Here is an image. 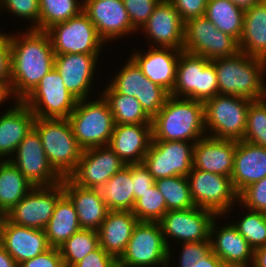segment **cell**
I'll use <instances>...</instances> for the list:
<instances>
[{
	"label": "cell",
	"instance_id": "3957f363",
	"mask_svg": "<svg viewBox=\"0 0 266 267\" xmlns=\"http://www.w3.org/2000/svg\"><path fill=\"white\" fill-rule=\"evenodd\" d=\"M218 81V94L235 95L252 101L265 99L262 73L266 60L238 52L234 56L211 60Z\"/></svg>",
	"mask_w": 266,
	"mask_h": 267
},
{
	"label": "cell",
	"instance_id": "7a4b0ae2",
	"mask_svg": "<svg viewBox=\"0 0 266 267\" xmlns=\"http://www.w3.org/2000/svg\"><path fill=\"white\" fill-rule=\"evenodd\" d=\"M152 141L201 139L205 130L204 102L170 95L152 118ZM202 134V135H201ZM198 138V139H196Z\"/></svg>",
	"mask_w": 266,
	"mask_h": 267
},
{
	"label": "cell",
	"instance_id": "ba28073f",
	"mask_svg": "<svg viewBox=\"0 0 266 267\" xmlns=\"http://www.w3.org/2000/svg\"><path fill=\"white\" fill-rule=\"evenodd\" d=\"M183 51L211 61L234 56L240 50L234 37L218 30L206 16H201L185 22Z\"/></svg>",
	"mask_w": 266,
	"mask_h": 267
},
{
	"label": "cell",
	"instance_id": "1f68e13d",
	"mask_svg": "<svg viewBox=\"0 0 266 267\" xmlns=\"http://www.w3.org/2000/svg\"><path fill=\"white\" fill-rule=\"evenodd\" d=\"M81 229L75 206L64 193L58 199L52 217L45 228L48 243L51 247L58 248Z\"/></svg>",
	"mask_w": 266,
	"mask_h": 267
},
{
	"label": "cell",
	"instance_id": "9f6ffc18",
	"mask_svg": "<svg viewBox=\"0 0 266 267\" xmlns=\"http://www.w3.org/2000/svg\"><path fill=\"white\" fill-rule=\"evenodd\" d=\"M230 1L239 8L246 10L254 6L255 4L261 2L262 0H230Z\"/></svg>",
	"mask_w": 266,
	"mask_h": 267
},
{
	"label": "cell",
	"instance_id": "83f0119b",
	"mask_svg": "<svg viewBox=\"0 0 266 267\" xmlns=\"http://www.w3.org/2000/svg\"><path fill=\"white\" fill-rule=\"evenodd\" d=\"M138 222L132 211L110 210L98 230L99 246L118 260L125 252Z\"/></svg>",
	"mask_w": 266,
	"mask_h": 267
},
{
	"label": "cell",
	"instance_id": "277c9868",
	"mask_svg": "<svg viewBox=\"0 0 266 267\" xmlns=\"http://www.w3.org/2000/svg\"><path fill=\"white\" fill-rule=\"evenodd\" d=\"M38 132L51 167L61 178H69L77 169L83 149L76 140L67 118H36Z\"/></svg>",
	"mask_w": 266,
	"mask_h": 267
},
{
	"label": "cell",
	"instance_id": "44dd1931",
	"mask_svg": "<svg viewBox=\"0 0 266 267\" xmlns=\"http://www.w3.org/2000/svg\"><path fill=\"white\" fill-rule=\"evenodd\" d=\"M237 140L203 137L193 150V168L231 177Z\"/></svg>",
	"mask_w": 266,
	"mask_h": 267
},
{
	"label": "cell",
	"instance_id": "5bb4252c",
	"mask_svg": "<svg viewBox=\"0 0 266 267\" xmlns=\"http://www.w3.org/2000/svg\"><path fill=\"white\" fill-rule=\"evenodd\" d=\"M187 141H152L143 163L157 180L172 176H188L193 168L194 144Z\"/></svg>",
	"mask_w": 266,
	"mask_h": 267
},
{
	"label": "cell",
	"instance_id": "d590c367",
	"mask_svg": "<svg viewBox=\"0 0 266 267\" xmlns=\"http://www.w3.org/2000/svg\"><path fill=\"white\" fill-rule=\"evenodd\" d=\"M103 95L115 124H151L152 118L135 97L117 93L110 86Z\"/></svg>",
	"mask_w": 266,
	"mask_h": 267
},
{
	"label": "cell",
	"instance_id": "7402d4cb",
	"mask_svg": "<svg viewBox=\"0 0 266 267\" xmlns=\"http://www.w3.org/2000/svg\"><path fill=\"white\" fill-rule=\"evenodd\" d=\"M185 22L168 0H161L142 27L161 48L183 50Z\"/></svg>",
	"mask_w": 266,
	"mask_h": 267
},
{
	"label": "cell",
	"instance_id": "c3c4849f",
	"mask_svg": "<svg viewBox=\"0 0 266 267\" xmlns=\"http://www.w3.org/2000/svg\"><path fill=\"white\" fill-rule=\"evenodd\" d=\"M179 12L181 19L186 22L189 19L205 16L208 0H168Z\"/></svg>",
	"mask_w": 266,
	"mask_h": 267
},
{
	"label": "cell",
	"instance_id": "91938a15",
	"mask_svg": "<svg viewBox=\"0 0 266 267\" xmlns=\"http://www.w3.org/2000/svg\"><path fill=\"white\" fill-rule=\"evenodd\" d=\"M115 267H123V266H121V265H119L118 263L115 265Z\"/></svg>",
	"mask_w": 266,
	"mask_h": 267
},
{
	"label": "cell",
	"instance_id": "f546056e",
	"mask_svg": "<svg viewBox=\"0 0 266 267\" xmlns=\"http://www.w3.org/2000/svg\"><path fill=\"white\" fill-rule=\"evenodd\" d=\"M35 115L23 102L18 101L13 109L0 118V157L16 151L25 136L34 128Z\"/></svg>",
	"mask_w": 266,
	"mask_h": 267
},
{
	"label": "cell",
	"instance_id": "d6986e66",
	"mask_svg": "<svg viewBox=\"0 0 266 267\" xmlns=\"http://www.w3.org/2000/svg\"><path fill=\"white\" fill-rule=\"evenodd\" d=\"M0 244L13 257L17 265L46 252L51 246L45 230L32 229L9 222H0Z\"/></svg>",
	"mask_w": 266,
	"mask_h": 267
},
{
	"label": "cell",
	"instance_id": "cb8c5ba5",
	"mask_svg": "<svg viewBox=\"0 0 266 267\" xmlns=\"http://www.w3.org/2000/svg\"><path fill=\"white\" fill-rule=\"evenodd\" d=\"M151 142L152 124H115L108 147L126 164H135L143 163Z\"/></svg>",
	"mask_w": 266,
	"mask_h": 267
},
{
	"label": "cell",
	"instance_id": "681fc988",
	"mask_svg": "<svg viewBox=\"0 0 266 267\" xmlns=\"http://www.w3.org/2000/svg\"><path fill=\"white\" fill-rule=\"evenodd\" d=\"M18 267H65L59 248L51 247L46 252L24 261Z\"/></svg>",
	"mask_w": 266,
	"mask_h": 267
},
{
	"label": "cell",
	"instance_id": "ac0fdd59",
	"mask_svg": "<svg viewBox=\"0 0 266 267\" xmlns=\"http://www.w3.org/2000/svg\"><path fill=\"white\" fill-rule=\"evenodd\" d=\"M102 148L83 150L77 169L69 177L75 184L98 189L126 165L110 147Z\"/></svg>",
	"mask_w": 266,
	"mask_h": 267
},
{
	"label": "cell",
	"instance_id": "11a10c76",
	"mask_svg": "<svg viewBox=\"0 0 266 267\" xmlns=\"http://www.w3.org/2000/svg\"><path fill=\"white\" fill-rule=\"evenodd\" d=\"M0 267H18L13 257L0 244Z\"/></svg>",
	"mask_w": 266,
	"mask_h": 267
},
{
	"label": "cell",
	"instance_id": "6da1fadb",
	"mask_svg": "<svg viewBox=\"0 0 266 267\" xmlns=\"http://www.w3.org/2000/svg\"><path fill=\"white\" fill-rule=\"evenodd\" d=\"M11 48V93L23 101L54 68L55 53L45 31L29 30L20 40L8 37Z\"/></svg>",
	"mask_w": 266,
	"mask_h": 267
},
{
	"label": "cell",
	"instance_id": "7bdbcfd3",
	"mask_svg": "<svg viewBox=\"0 0 266 267\" xmlns=\"http://www.w3.org/2000/svg\"><path fill=\"white\" fill-rule=\"evenodd\" d=\"M161 0H123L130 22L134 29L147 23L155 7Z\"/></svg>",
	"mask_w": 266,
	"mask_h": 267
},
{
	"label": "cell",
	"instance_id": "ab89813d",
	"mask_svg": "<svg viewBox=\"0 0 266 267\" xmlns=\"http://www.w3.org/2000/svg\"><path fill=\"white\" fill-rule=\"evenodd\" d=\"M167 211L164 197L154 184L141 194L135 202L132 213L139 221L158 222Z\"/></svg>",
	"mask_w": 266,
	"mask_h": 267
},
{
	"label": "cell",
	"instance_id": "b9f144b4",
	"mask_svg": "<svg viewBox=\"0 0 266 267\" xmlns=\"http://www.w3.org/2000/svg\"><path fill=\"white\" fill-rule=\"evenodd\" d=\"M234 226L254 250L266 245V213L251 210Z\"/></svg>",
	"mask_w": 266,
	"mask_h": 267
},
{
	"label": "cell",
	"instance_id": "7c38bea8",
	"mask_svg": "<svg viewBox=\"0 0 266 267\" xmlns=\"http://www.w3.org/2000/svg\"><path fill=\"white\" fill-rule=\"evenodd\" d=\"M63 194L62 182L45 188L34 186L4 217L17 225L45 230Z\"/></svg>",
	"mask_w": 266,
	"mask_h": 267
},
{
	"label": "cell",
	"instance_id": "db71d44e",
	"mask_svg": "<svg viewBox=\"0 0 266 267\" xmlns=\"http://www.w3.org/2000/svg\"><path fill=\"white\" fill-rule=\"evenodd\" d=\"M253 267H266V245L254 250Z\"/></svg>",
	"mask_w": 266,
	"mask_h": 267
},
{
	"label": "cell",
	"instance_id": "ee69618b",
	"mask_svg": "<svg viewBox=\"0 0 266 267\" xmlns=\"http://www.w3.org/2000/svg\"><path fill=\"white\" fill-rule=\"evenodd\" d=\"M238 198L247 208L266 213V177L244 188Z\"/></svg>",
	"mask_w": 266,
	"mask_h": 267
},
{
	"label": "cell",
	"instance_id": "4316f807",
	"mask_svg": "<svg viewBox=\"0 0 266 267\" xmlns=\"http://www.w3.org/2000/svg\"><path fill=\"white\" fill-rule=\"evenodd\" d=\"M173 51L175 54H173ZM182 51L173 48H155L149 50L144 56L139 54V52L138 54L135 53L131 59L138 65L148 79L171 93L176 80L178 63V59L176 58H179V54Z\"/></svg>",
	"mask_w": 266,
	"mask_h": 267
},
{
	"label": "cell",
	"instance_id": "f1b7e54d",
	"mask_svg": "<svg viewBox=\"0 0 266 267\" xmlns=\"http://www.w3.org/2000/svg\"><path fill=\"white\" fill-rule=\"evenodd\" d=\"M214 224L213 219L210 226L212 252L223 262L225 267H247L248 259L253 261L254 249L234 225L222 227L214 241L211 239L215 232Z\"/></svg>",
	"mask_w": 266,
	"mask_h": 267
},
{
	"label": "cell",
	"instance_id": "484cf974",
	"mask_svg": "<svg viewBox=\"0 0 266 267\" xmlns=\"http://www.w3.org/2000/svg\"><path fill=\"white\" fill-rule=\"evenodd\" d=\"M266 177V148L243 140L237 141L231 176L239 194L250 184Z\"/></svg>",
	"mask_w": 266,
	"mask_h": 267
},
{
	"label": "cell",
	"instance_id": "2e32d148",
	"mask_svg": "<svg viewBox=\"0 0 266 267\" xmlns=\"http://www.w3.org/2000/svg\"><path fill=\"white\" fill-rule=\"evenodd\" d=\"M216 214L205 208L193 207L167 211L158 221L164 241L169 248L166 235L182 239L183 242L210 241V226Z\"/></svg>",
	"mask_w": 266,
	"mask_h": 267
},
{
	"label": "cell",
	"instance_id": "4dcf8cb0",
	"mask_svg": "<svg viewBox=\"0 0 266 267\" xmlns=\"http://www.w3.org/2000/svg\"><path fill=\"white\" fill-rule=\"evenodd\" d=\"M238 45L240 52L266 60V0L244 10L243 32Z\"/></svg>",
	"mask_w": 266,
	"mask_h": 267
},
{
	"label": "cell",
	"instance_id": "e575fe53",
	"mask_svg": "<svg viewBox=\"0 0 266 267\" xmlns=\"http://www.w3.org/2000/svg\"><path fill=\"white\" fill-rule=\"evenodd\" d=\"M205 16L218 30L229 34L237 41L243 32L244 10L230 0H208Z\"/></svg>",
	"mask_w": 266,
	"mask_h": 267
},
{
	"label": "cell",
	"instance_id": "7dc6e473",
	"mask_svg": "<svg viewBox=\"0 0 266 267\" xmlns=\"http://www.w3.org/2000/svg\"><path fill=\"white\" fill-rule=\"evenodd\" d=\"M132 183L136 202L141 197V194L155 184V179L144 163H135L132 164Z\"/></svg>",
	"mask_w": 266,
	"mask_h": 267
},
{
	"label": "cell",
	"instance_id": "52a82bcc",
	"mask_svg": "<svg viewBox=\"0 0 266 267\" xmlns=\"http://www.w3.org/2000/svg\"><path fill=\"white\" fill-rule=\"evenodd\" d=\"M251 102L244 97L222 94L207 99L204 102L205 126L215 134L210 137L243 140Z\"/></svg>",
	"mask_w": 266,
	"mask_h": 267
},
{
	"label": "cell",
	"instance_id": "ffe728a7",
	"mask_svg": "<svg viewBox=\"0 0 266 267\" xmlns=\"http://www.w3.org/2000/svg\"><path fill=\"white\" fill-rule=\"evenodd\" d=\"M84 2L83 11L88 15L103 41L121 37L122 34L135 30L123 0H85Z\"/></svg>",
	"mask_w": 266,
	"mask_h": 267
},
{
	"label": "cell",
	"instance_id": "f6af8a7d",
	"mask_svg": "<svg viewBox=\"0 0 266 267\" xmlns=\"http://www.w3.org/2000/svg\"><path fill=\"white\" fill-rule=\"evenodd\" d=\"M2 3L15 15L35 20V26L32 29L39 31V0H3L0 4Z\"/></svg>",
	"mask_w": 266,
	"mask_h": 267
},
{
	"label": "cell",
	"instance_id": "f5cc1de1",
	"mask_svg": "<svg viewBox=\"0 0 266 267\" xmlns=\"http://www.w3.org/2000/svg\"><path fill=\"white\" fill-rule=\"evenodd\" d=\"M189 267H225L223 262L211 251L207 256L201 258L197 263Z\"/></svg>",
	"mask_w": 266,
	"mask_h": 267
},
{
	"label": "cell",
	"instance_id": "60d3db41",
	"mask_svg": "<svg viewBox=\"0 0 266 267\" xmlns=\"http://www.w3.org/2000/svg\"><path fill=\"white\" fill-rule=\"evenodd\" d=\"M243 141L266 148V102L264 99L250 103Z\"/></svg>",
	"mask_w": 266,
	"mask_h": 267
},
{
	"label": "cell",
	"instance_id": "8fae6325",
	"mask_svg": "<svg viewBox=\"0 0 266 267\" xmlns=\"http://www.w3.org/2000/svg\"><path fill=\"white\" fill-rule=\"evenodd\" d=\"M77 101L78 99L67 90L55 67L23 100L36 118L53 119L68 118L76 107ZM42 106L45 109L41 108Z\"/></svg>",
	"mask_w": 266,
	"mask_h": 267
},
{
	"label": "cell",
	"instance_id": "bcb514c9",
	"mask_svg": "<svg viewBox=\"0 0 266 267\" xmlns=\"http://www.w3.org/2000/svg\"><path fill=\"white\" fill-rule=\"evenodd\" d=\"M181 255V267H189L197 263L201 258L207 256L211 250L210 241L187 242L183 244Z\"/></svg>",
	"mask_w": 266,
	"mask_h": 267
},
{
	"label": "cell",
	"instance_id": "d6a6232c",
	"mask_svg": "<svg viewBox=\"0 0 266 267\" xmlns=\"http://www.w3.org/2000/svg\"><path fill=\"white\" fill-rule=\"evenodd\" d=\"M132 189V164H126L104 185H101L98 191L109 210L132 211L135 205Z\"/></svg>",
	"mask_w": 266,
	"mask_h": 267
},
{
	"label": "cell",
	"instance_id": "8d00e7d4",
	"mask_svg": "<svg viewBox=\"0 0 266 267\" xmlns=\"http://www.w3.org/2000/svg\"><path fill=\"white\" fill-rule=\"evenodd\" d=\"M155 184L164 197L168 211L195 207L186 176L160 178L155 180Z\"/></svg>",
	"mask_w": 266,
	"mask_h": 267
},
{
	"label": "cell",
	"instance_id": "816d5d0a",
	"mask_svg": "<svg viewBox=\"0 0 266 267\" xmlns=\"http://www.w3.org/2000/svg\"><path fill=\"white\" fill-rule=\"evenodd\" d=\"M0 80L11 85V48L9 38L0 33Z\"/></svg>",
	"mask_w": 266,
	"mask_h": 267
},
{
	"label": "cell",
	"instance_id": "4fadbf2b",
	"mask_svg": "<svg viewBox=\"0 0 266 267\" xmlns=\"http://www.w3.org/2000/svg\"><path fill=\"white\" fill-rule=\"evenodd\" d=\"M187 178L196 207L209 209L218 216L238 200L231 177L192 168Z\"/></svg>",
	"mask_w": 266,
	"mask_h": 267
},
{
	"label": "cell",
	"instance_id": "5b68a950",
	"mask_svg": "<svg viewBox=\"0 0 266 267\" xmlns=\"http://www.w3.org/2000/svg\"><path fill=\"white\" fill-rule=\"evenodd\" d=\"M84 101L78 100L67 118L76 140L83 150L108 146L115 123L107 101Z\"/></svg>",
	"mask_w": 266,
	"mask_h": 267
},
{
	"label": "cell",
	"instance_id": "74e56055",
	"mask_svg": "<svg viewBox=\"0 0 266 267\" xmlns=\"http://www.w3.org/2000/svg\"><path fill=\"white\" fill-rule=\"evenodd\" d=\"M99 247L98 231L81 229L58 248L65 267H72Z\"/></svg>",
	"mask_w": 266,
	"mask_h": 267
},
{
	"label": "cell",
	"instance_id": "f907efd6",
	"mask_svg": "<svg viewBox=\"0 0 266 267\" xmlns=\"http://www.w3.org/2000/svg\"><path fill=\"white\" fill-rule=\"evenodd\" d=\"M117 263L118 260L114 256L99 246L72 267H115Z\"/></svg>",
	"mask_w": 266,
	"mask_h": 267
},
{
	"label": "cell",
	"instance_id": "8992f818",
	"mask_svg": "<svg viewBox=\"0 0 266 267\" xmlns=\"http://www.w3.org/2000/svg\"><path fill=\"white\" fill-rule=\"evenodd\" d=\"M205 102L218 94L214 64L202 57L182 51L179 54L176 80L170 95Z\"/></svg>",
	"mask_w": 266,
	"mask_h": 267
},
{
	"label": "cell",
	"instance_id": "d4e9b609",
	"mask_svg": "<svg viewBox=\"0 0 266 267\" xmlns=\"http://www.w3.org/2000/svg\"><path fill=\"white\" fill-rule=\"evenodd\" d=\"M64 193L73 202L80 227L98 231L110 211L98 189L83 188L70 178H62Z\"/></svg>",
	"mask_w": 266,
	"mask_h": 267
},
{
	"label": "cell",
	"instance_id": "680465c9",
	"mask_svg": "<svg viewBox=\"0 0 266 267\" xmlns=\"http://www.w3.org/2000/svg\"><path fill=\"white\" fill-rule=\"evenodd\" d=\"M3 215L1 214V212H0V222H1V220L3 219Z\"/></svg>",
	"mask_w": 266,
	"mask_h": 267
},
{
	"label": "cell",
	"instance_id": "e0dca14e",
	"mask_svg": "<svg viewBox=\"0 0 266 267\" xmlns=\"http://www.w3.org/2000/svg\"><path fill=\"white\" fill-rule=\"evenodd\" d=\"M16 160H10L34 186H52L62 178L49 164L40 135L33 128L16 148Z\"/></svg>",
	"mask_w": 266,
	"mask_h": 267
},
{
	"label": "cell",
	"instance_id": "6f0895ef",
	"mask_svg": "<svg viewBox=\"0 0 266 267\" xmlns=\"http://www.w3.org/2000/svg\"><path fill=\"white\" fill-rule=\"evenodd\" d=\"M11 90L10 87L3 81L0 80V103L10 95Z\"/></svg>",
	"mask_w": 266,
	"mask_h": 267
},
{
	"label": "cell",
	"instance_id": "603a6c76",
	"mask_svg": "<svg viewBox=\"0 0 266 267\" xmlns=\"http://www.w3.org/2000/svg\"><path fill=\"white\" fill-rule=\"evenodd\" d=\"M98 54L55 55L54 67L67 90L78 100H86Z\"/></svg>",
	"mask_w": 266,
	"mask_h": 267
},
{
	"label": "cell",
	"instance_id": "9a60e30c",
	"mask_svg": "<svg viewBox=\"0 0 266 267\" xmlns=\"http://www.w3.org/2000/svg\"><path fill=\"white\" fill-rule=\"evenodd\" d=\"M110 87L117 93L135 97L144 111L153 118L164 106L170 93L148 79L130 59Z\"/></svg>",
	"mask_w": 266,
	"mask_h": 267
},
{
	"label": "cell",
	"instance_id": "9c48e42d",
	"mask_svg": "<svg viewBox=\"0 0 266 267\" xmlns=\"http://www.w3.org/2000/svg\"><path fill=\"white\" fill-rule=\"evenodd\" d=\"M169 256L170 249L159 222L139 221L118 264L123 267H151L159 263L167 266Z\"/></svg>",
	"mask_w": 266,
	"mask_h": 267
},
{
	"label": "cell",
	"instance_id": "f35d334b",
	"mask_svg": "<svg viewBox=\"0 0 266 267\" xmlns=\"http://www.w3.org/2000/svg\"><path fill=\"white\" fill-rule=\"evenodd\" d=\"M76 0H39V31H46L53 25L65 22L83 11V4Z\"/></svg>",
	"mask_w": 266,
	"mask_h": 267
},
{
	"label": "cell",
	"instance_id": "836d02e7",
	"mask_svg": "<svg viewBox=\"0 0 266 267\" xmlns=\"http://www.w3.org/2000/svg\"><path fill=\"white\" fill-rule=\"evenodd\" d=\"M34 185L9 160L0 161V212L4 216Z\"/></svg>",
	"mask_w": 266,
	"mask_h": 267
},
{
	"label": "cell",
	"instance_id": "30bf717a",
	"mask_svg": "<svg viewBox=\"0 0 266 267\" xmlns=\"http://www.w3.org/2000/svg\"><path fill=\"white\" fill-rule=\"evenodd\" d=\"M45 32L50 38L55 55L98 54L104 43L84 11L65 22L53 25Z\"/></svg>",
	"mask_w": 266,
	"mask_h": 267
}]
</instances>
